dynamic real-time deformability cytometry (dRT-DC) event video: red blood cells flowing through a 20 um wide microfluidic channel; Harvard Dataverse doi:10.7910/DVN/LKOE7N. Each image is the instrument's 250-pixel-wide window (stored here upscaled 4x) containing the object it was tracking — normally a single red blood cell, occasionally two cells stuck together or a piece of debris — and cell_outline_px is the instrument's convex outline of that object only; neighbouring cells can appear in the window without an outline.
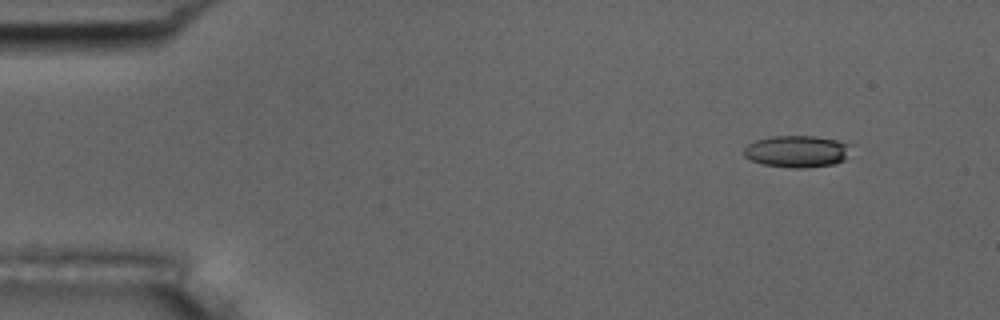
{"species": "common noctule bat (a hibernating species)", "species_latin": "Nyctalus noctula", "temperature_condition": "room temperature", "stored_images_in_passage": 51, "camera_frame_rate_fps": 3000, "um_per_image_px": 0.085, "animal": {"sex": "male", "body_mass_g": 17.5, "forearm_length_mm": 52.3}, "frame": {"image": 1, "passage_image": 2, "time_ms": 0.333, "image_size_px": [1000, 320], "cell_outline_px": [[848, 144], [844, 160], [832, 164], [804, 168], [788, 168], [764, 164], [752, 160], [744, 156], [744, 148], [748, 144], [756, 140], [772, 136], [816, 136], [836, 140]], "centroid_in_image_um": [67.68, 12.87], "position_along_channel_um": 17.3, "area_um2": 19.54}}
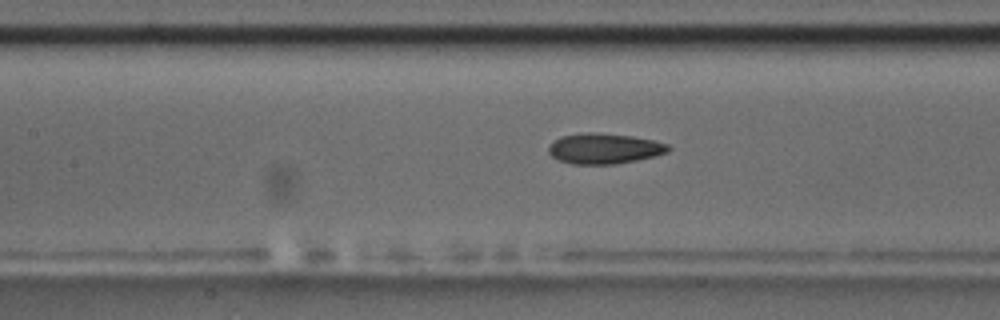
{"frame": {"image": 2, "passage_image": 21, "time_ms": 6.667, "image_size_px": [1000, 320], "cell_outline_px": [[672, 148], [668, 152], [656, 156], [616, 164], [572, 164], [560, 160], [552, 156], [548, 152], [548, 148], [560, 136], [584, 132], [596, 132], [632, 136], [652, 140], [668, 144]], "centroid_in_image_um": [51.39, 12.62], "position_along_channel_um": 156.0, "area_um2": 21.27}}
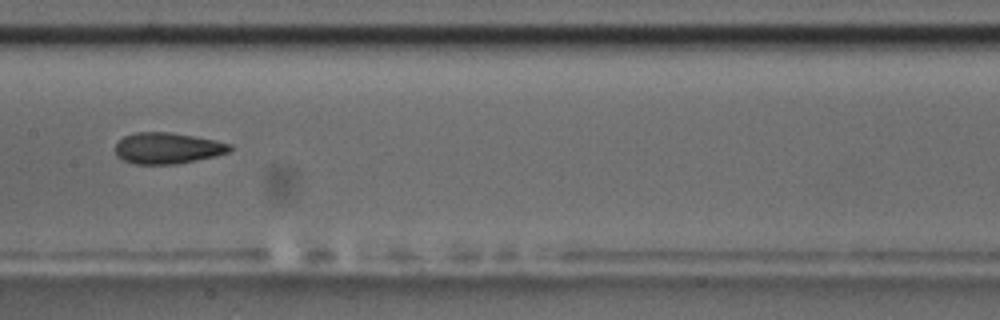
{"frame": {"image": 3, "passage_image": 24, "time_ms": 7.667, "image_size_px": [1000, 320], "cell_outline_px": [[232, 148], [228, 152], [216, 156], [176, 164], [136, 164], [124, 160], [116, 156], [116, 144], [124, 136], [136, 132], [168, 132], [216, 140], [232, 144]], "centroid_in_image_um": [14.25, 12.59], "position_along_channel_um": 193.2, "area_um2": 20.69}, "authors_computed_cell_mechanics": {"area_um2": 20.8658, "velocity_mm_per_s": 3.7499, "shape_relaxation_time_tau1_ms": 11.0623, "shape_relaxation_time_tau2_ms": 2.4173, "deformation_change_tau1": 0.2062, "deformation_change_tau2": 0.0982}}